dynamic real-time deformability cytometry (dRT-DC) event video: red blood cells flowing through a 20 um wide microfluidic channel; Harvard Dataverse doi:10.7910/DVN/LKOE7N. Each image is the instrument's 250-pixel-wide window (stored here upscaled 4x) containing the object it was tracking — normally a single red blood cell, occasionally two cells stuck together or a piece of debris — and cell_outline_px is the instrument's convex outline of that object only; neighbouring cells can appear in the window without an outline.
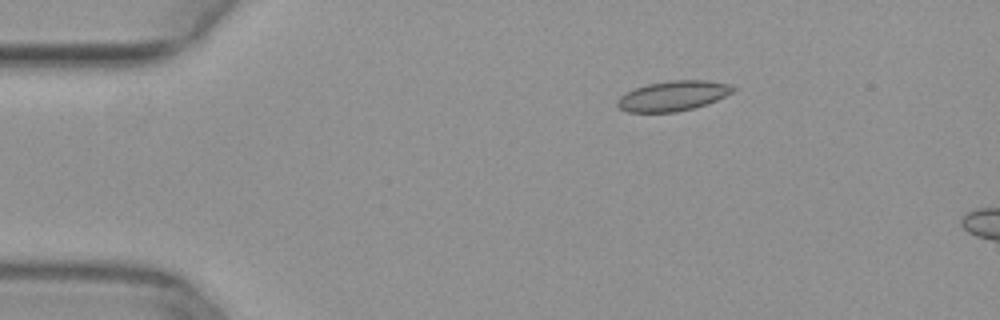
{"species": "common noctule bat (a hibernating species)", "species_latin": "Nyctalus noctula", "temperature_condition": "warm", "stored_images_in_passage": 5, "camera_frame_rate_fps": 3000, "um_per_image_px": 0.085, "animal": {"sex": "female", "body_mass_g": 29.2, "forearm_length_mm": 56.3}, "frame": {"image": 1, "passage_image": 1, "time_ms": 0.0, "image_size_px": [1000, 320], "cell_outline_px": [[736, 88], [732, 92], [716, 100], [692, 108], [676, 112], [628, 112], [620, 108], [616, 104], [616, 100], [624, 92], [632, 88], [648, 84], [668, 80], [704, 80], [728, 84]], "centroid_in_image_um": [57.13, 8.14], "position_along_channel_um": 27.9, "area_um2": 20.17}}